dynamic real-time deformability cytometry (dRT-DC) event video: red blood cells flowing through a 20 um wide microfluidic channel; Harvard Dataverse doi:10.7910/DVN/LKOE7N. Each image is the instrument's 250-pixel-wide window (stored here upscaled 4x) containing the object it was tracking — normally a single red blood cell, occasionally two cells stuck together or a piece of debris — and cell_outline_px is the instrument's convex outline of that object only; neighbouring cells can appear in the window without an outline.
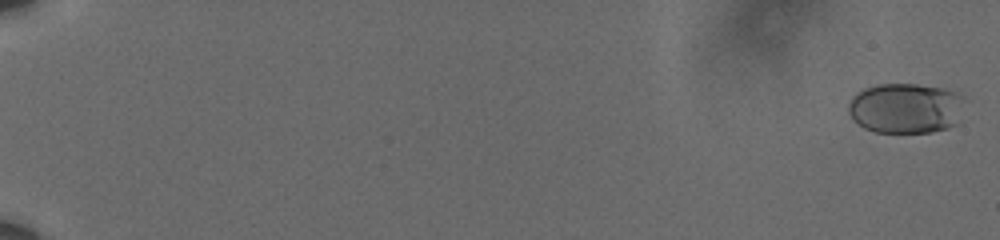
{"species": "human", "species_latin": "Homo sapiens", "temperature_condition": "cold", "stored_images_in_passage": 17, "camera_frame_rate_fps": 3000, "um_per_image_px": 0.085, "donor": {"sex": "male"}, "frame": {"image": 1, "passage_image": 1, "time_ms": 0.0, "image_size_px": [1000, 240], "cell_outline_px": [[964, 96], [956, 124], [948, 128], [932, 132], [876, 132], [864, 128], [852, 120], [848, 112], [848, 104], [852, 96], [864, 88], [876, 84], [916, 84], [940, 88], [956, 92]], "centroid_in_image_um": [76.93, 9.2], "position_along_channel_um": 8.1, "area_um2": 34.1}}
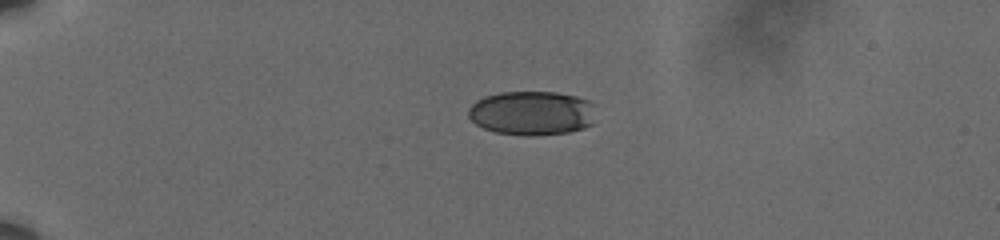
{"frame": {"image": 2, "passage_image": 11, "time_ms": 3.333, "image_size_px": [1000, 240], "cell_outline_px": [[592, 124], [584, 128], [568, 132], [536, 136], [528, 136], [496, 132], [484, 128], [476, 124], [468, 116], [468, 108], [476, 100], [484, 96], [500, 92], [556, 92], [576, 96], [588, 100], [592, 104]], "centroid_in_image_um": [45.17, 9.61], "position_along_channel_um": 39.8, "area_um2": 32.83}}
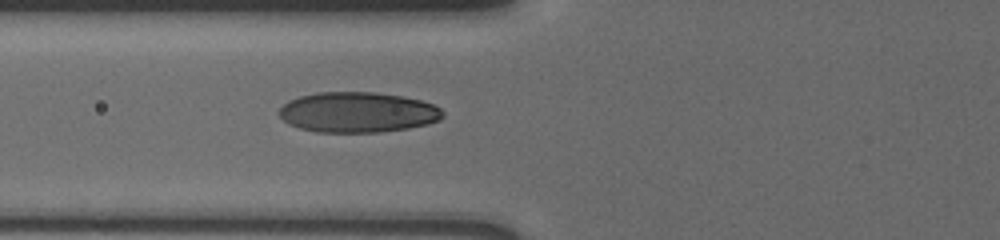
{"frame": {"image": 3, "passage_image": 17, "time_ms": 5.333, "image_size_px": [1000, 240], "cell_outline_px": [[444, 116], [440, 120], [428, 124], [408, 128], [380, 132], [316, 132], [300, 128], [288, 124], [276, 112], [288, 100], [300, 96], [316, 92], [376, 92], [404, 96], [420, 100], [432, 104], [440, 108], [444, 112]], "centroid_in_image_um": [30.4, 9.54], "position_along_channel_um": 95.4, "area_um2": 38.78}}